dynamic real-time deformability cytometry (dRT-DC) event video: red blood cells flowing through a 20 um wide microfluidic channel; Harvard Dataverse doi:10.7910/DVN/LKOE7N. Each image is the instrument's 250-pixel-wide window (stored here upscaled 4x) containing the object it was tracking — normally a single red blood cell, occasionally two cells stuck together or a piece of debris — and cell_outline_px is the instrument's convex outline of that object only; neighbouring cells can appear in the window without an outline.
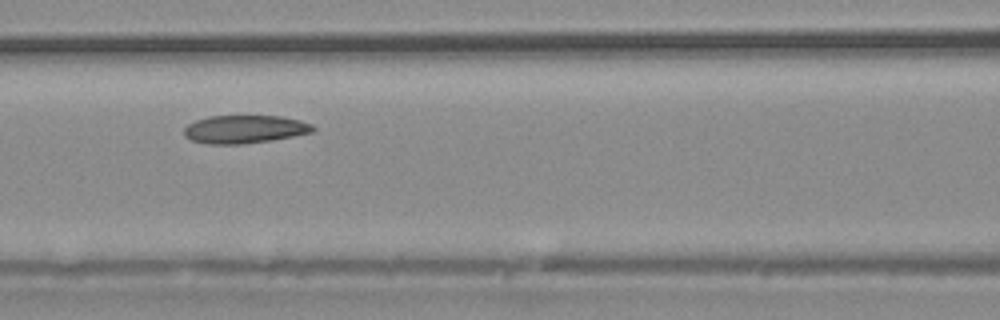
{"species": "common noctule bat (a hibernating species)", "species_latin": "Nyctalus noctula", "temperature_condition": "warm", "stored_images_in_passage": 33, "camera_frame_rate_fps": 3000, "um_per_image_px": 0.085, "animal": {"sex": "male", "body_mass_g": 20.4}, "frame": {"image": 1, "passage_image": 11, "time_ms": 3.333, "image_size_px": [1000, 320], "cell_outline_px": [[316, 128], [312, 132], [272, 140], [244, 144], [204, 144], [192, 140], [184, 136], [184, 128], [188, 124], [196, 120], [208, 116], [280, 116], [300, 120], [312, 124]], "centroid_in_image_um": [20.78, 10.99], "position_along_channel_um": 145.8, "area_um2": 21.15}}
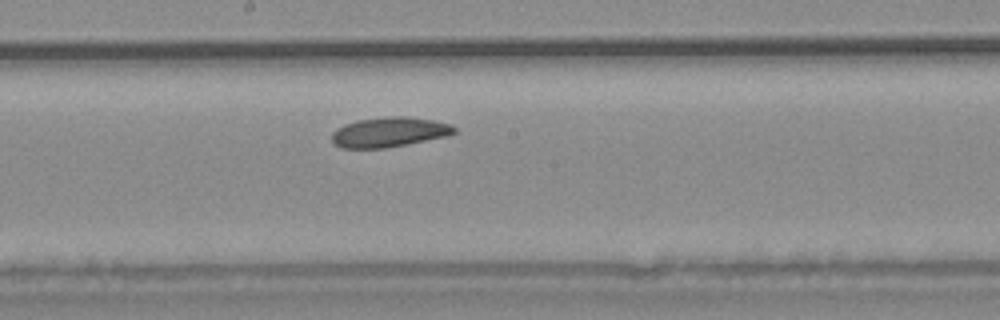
{"frame": {"image": 2, "passage_image": 15, "time_ms": 4.667, "image_size_px": [1000, 320], "cell_outline_px": [[456, 132], [448, 136], [384, 148], [340, 148], [332, 140], [332, 132], [336, 128], [344, 124], [356, 120], [384, 116], [404, 116], [432, 120], [452, 124], [456, 128]], "centroid_in_image_um": [33.07, 11.22], "position_along_channel_um": 215.1, "area_um2": 21.39}}
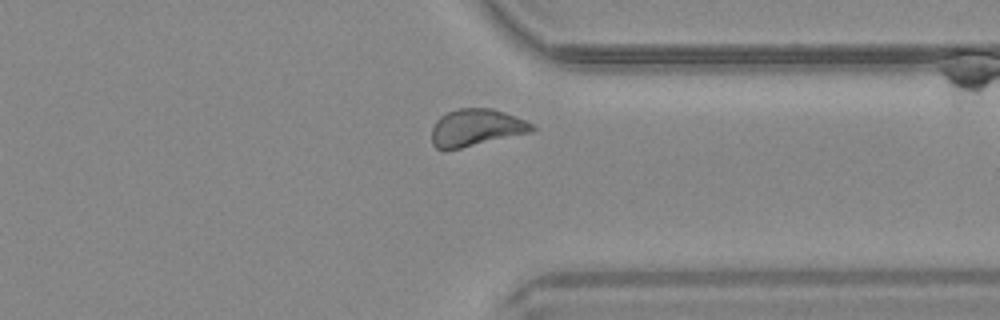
{"frame": {"image": 3, "passage_image": 24, "time_ms": 7.667, "image_size_px": [1000, 320], "cell_outline_px": [[536, 128], [532, 132], [444, 152], [436, 148], [432, 144], [432, 128], [436, 120], [440, 116], [456, 108], [492, 108], [516, 116], [532, 124]], "centroid_in_image_um": [40.44, 10.86], "position_along_channel_um": 371.0, "area_um2": 21.96}}